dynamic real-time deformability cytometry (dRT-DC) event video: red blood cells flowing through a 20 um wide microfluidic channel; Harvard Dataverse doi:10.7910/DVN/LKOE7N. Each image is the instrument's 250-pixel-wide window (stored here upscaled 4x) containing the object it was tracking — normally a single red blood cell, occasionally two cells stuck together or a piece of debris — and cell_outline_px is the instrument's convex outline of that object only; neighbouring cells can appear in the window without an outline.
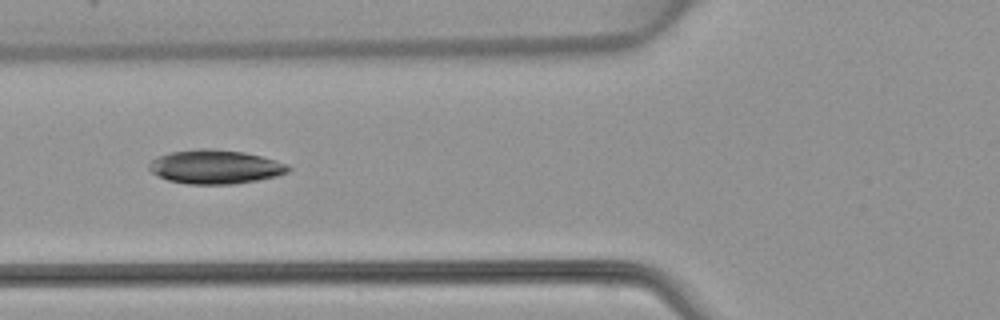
{"species": "common noctule bat (a hibernating species)", "species_latin": "Nyctalus noctula", "temperature_condition": "warm", "stored_images_in_passage": 3, "camera_frame_rate_fps": 3000, "um_per_image_px": 0.085, "animal": {"sex": "female", "body_mass_g": 22.7, "forearm_length_mm": 54.2}, "frame": {"image": 1, "passage_image": 3, "time_ms": 2.333, "image_size_px": [1000, 320], "cell_outline_px": [[292, 168], [288, 172], [276, 176], [236, 184], [188, 184], [168, 180], [152, 172], [148, 168], [148, 164], [156, 156], [172, 152], [200, 148], [212, 148], [244, 152], [260, 156], [288, 164]], "centroid_in_image_um": [18.29, 14.18], "position_along_channel_um": 107.5, "area_um2": 27.51}}